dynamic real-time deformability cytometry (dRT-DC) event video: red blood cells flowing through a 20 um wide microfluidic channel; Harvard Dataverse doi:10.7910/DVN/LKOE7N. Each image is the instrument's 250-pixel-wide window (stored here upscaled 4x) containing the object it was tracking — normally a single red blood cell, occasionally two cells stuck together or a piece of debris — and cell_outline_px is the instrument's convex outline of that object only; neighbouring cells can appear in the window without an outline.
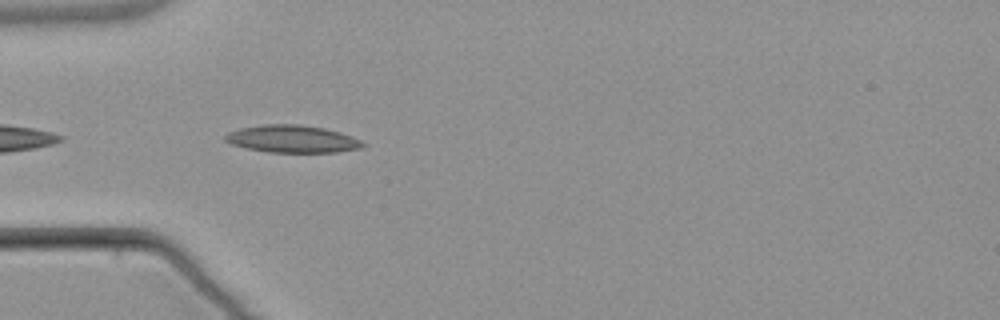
{"species": "common noctule bat (a hibernating species)", "species_latin": "Nyctalus noctula", "temperature_condition": "warm", "stored_images_in_passage": 5, "camera_frame_rate_fps": 3000, "um_per_image_px": 0.085, "animal": {"sex": "male", "body_mass_g": 21.5, "forearm_length_mm": 52.0}, "frame": {"image": 1, "passage_image": 4, "time_ms": 3.667, "image_size_px": [1000, 320], "cell_outline_px": [[368, 144], [364, 148], [336, 152], [268, 152], [248, 148], [232, 144], [224, 140], [224, 136], [228, 132], [240, 128], [264, 124], [300, 124], [324, 128], [340, 132], [360, 140]], "centroid_in_image_um": [24.87, 11.81], "position_along_channel_um": 60.1, "area_um2": 22.02}}
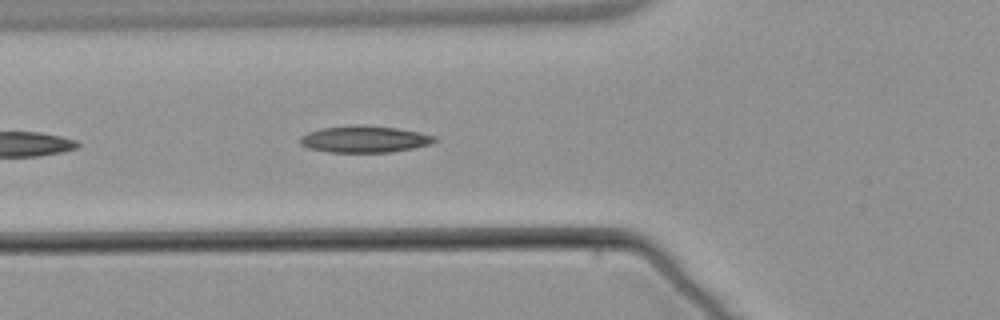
{"frame": {"image": 2, "passage_image": 5, "time_ms": 4.667, "image_size_px": [1000, 320], "cell_outline_px": [[436, 140], [432, 144], [392, 152], [328, 152], [308, 148], [300, 144], [300, 136], [308, 132], [320, 128], [360, 124], [396, 128], [420, 132], [436, 136]], "centroid_in_image_um": [30.97, 11.82], "position_along_channel_um": 94.8, "area_um2": 21.04}}